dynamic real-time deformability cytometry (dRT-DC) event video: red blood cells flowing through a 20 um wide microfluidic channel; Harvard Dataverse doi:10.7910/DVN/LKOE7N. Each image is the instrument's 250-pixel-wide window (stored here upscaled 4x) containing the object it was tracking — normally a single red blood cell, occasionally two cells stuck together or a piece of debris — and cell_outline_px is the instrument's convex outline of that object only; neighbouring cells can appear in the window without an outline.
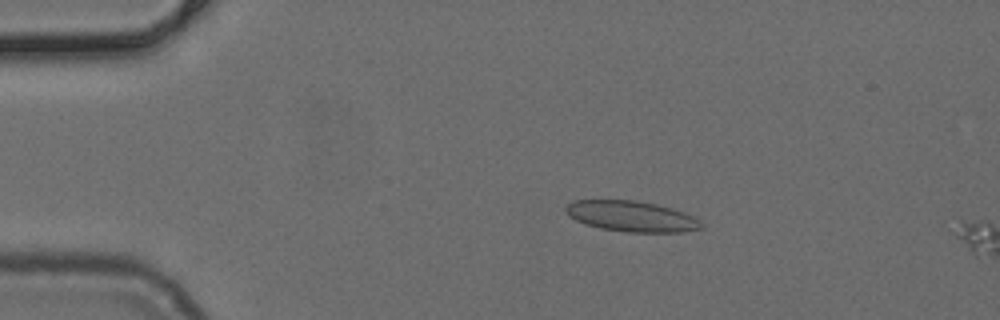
{"species": "common noctule bat (a hibernating species)", "species_latin": "Nyctalus noctula", "temperature_condition": "cold", "stored_images_in_passage": 12, "camera_frame_rate_fps": 3000, "um_per_image_px": 0.085, "animal": {"sex": "female", "body_mass_g": 24.6, "forearm_length_mm": 56.2}, "frame": {"image": 1, "passage_image": 9, "time_ms": 2.667, "image_size_px": [1000, 320], "cell_outline_px": [[704, 228], [684, 232], [628, 232], [600, 228], [584, 224], [576, 220], [564, 208], [572, 200], [636, 200], [656, 204], [672, 208], [684, 212], [700, 220], [704, 224]], "centroid_in_image_um": [53.73, 18.39], "position_along_channel_um": 31.3, "area_um2": 24.28}}